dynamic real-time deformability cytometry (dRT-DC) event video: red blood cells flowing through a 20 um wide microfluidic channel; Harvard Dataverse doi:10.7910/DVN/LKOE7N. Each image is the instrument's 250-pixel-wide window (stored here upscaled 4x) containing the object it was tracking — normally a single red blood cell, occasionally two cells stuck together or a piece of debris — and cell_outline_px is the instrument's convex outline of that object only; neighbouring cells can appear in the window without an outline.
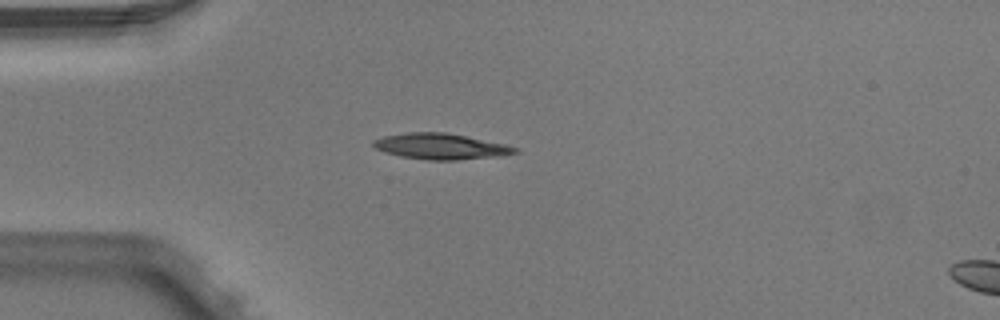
{"species": "Egyptian fruit bat (a non-hibernating species)", "species_latin": "Rousettus aegyptiacus", "temperature_condition": "warm", "stored_images_in_passage": 3, "camera_frame_rate_fps": 3000, "um_per_image_px": 0.085, "animal": {"sex": "male"}, "frame": {"image": 1, "passage_image": 2, "time_ms": 0.333, "image_size_px": [1000, 320], "cell_outline_px": [[520, 152], [500, 156], [456, 160], [428, 160], [400, 156], [384, 152], [376, 148], [372, 144], [372, 140], [384, 136], [408, 132], [444, 132], [504, 144], [520, 148]], "centroid_in_image_um": [37.46, 12.45], "position_along_channel_um": 47.5, "area_um2": 21.27}}